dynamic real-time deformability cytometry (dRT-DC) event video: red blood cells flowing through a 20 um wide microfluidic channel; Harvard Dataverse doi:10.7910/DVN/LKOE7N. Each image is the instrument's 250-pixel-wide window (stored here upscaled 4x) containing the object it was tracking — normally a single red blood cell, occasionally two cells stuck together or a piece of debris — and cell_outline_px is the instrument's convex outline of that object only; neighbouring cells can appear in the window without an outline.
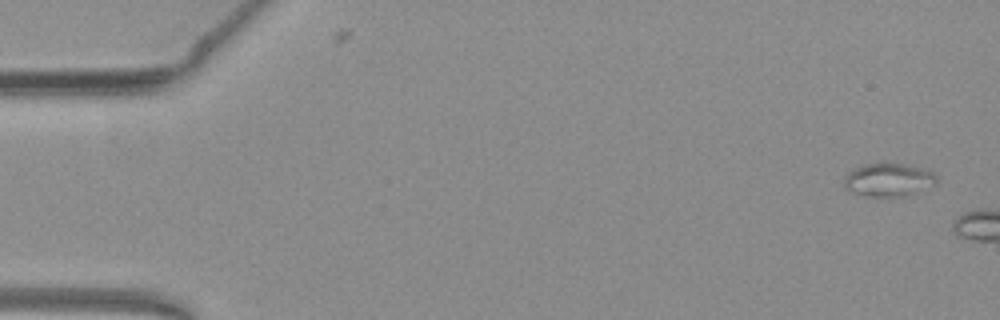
{"species": "common noctule bat (a hibernating species)", "species_latin": "Nyctalus noctula", "temperature_condition": "warm", "stored_images_in_passage": 4, "camera_frame_rate_fps": 3000, "um_per_image_px": 0.085, "animal": {"sex": "female", "body_mass_g": 19.3, "forearm_length_mm": 54.1}, "frame": {"image": 1, "passage_image": 1, "time_ms": 0.0, "image_size_px": [1000, 320], "cell_outline_px": [[936, 184], [908, 196], [864, 196], [844, 188], [844, 176], [848, 172], [864, 164], [884, 160], [932, 172], [936, 176]], "centroid_in_image_um": [75.47, 15.27], "position_along_channel_um": 9.5, "area_um2": 18.03}}